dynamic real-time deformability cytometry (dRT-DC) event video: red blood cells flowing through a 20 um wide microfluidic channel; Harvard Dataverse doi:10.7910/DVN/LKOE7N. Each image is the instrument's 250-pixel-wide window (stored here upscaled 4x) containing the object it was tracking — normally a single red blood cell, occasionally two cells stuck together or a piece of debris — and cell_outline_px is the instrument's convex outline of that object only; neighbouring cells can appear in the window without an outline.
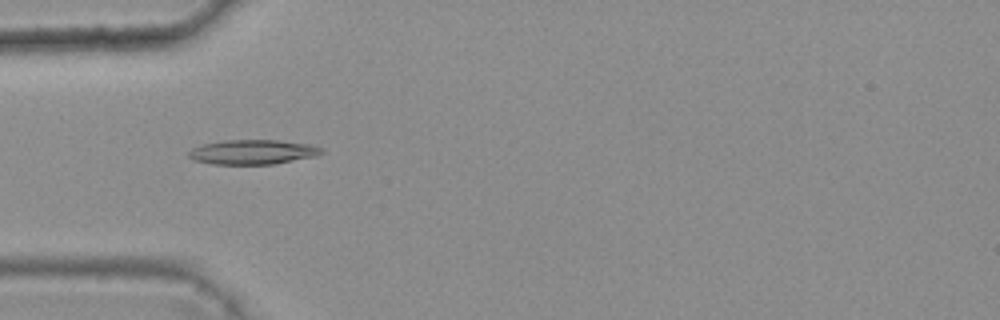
{"species": "common noctule bat (a hibernating species)", "species_latin": "Nyctalus noctula", "temperature_condition": "warm", "stored_images_in_passage": 5, "camera_frame_rate_fps": 3000, "um_per_image_px": 0.085, "animal": {"sex": "female", "body_mass_g": 25.1}, "frame": {"image": 1, "passage_image": 4, "time_ms": 1.0, "image_size_px": [1000, 320], "cell_outline_px": [[324, 152], [316, 156], [272, 164], [212, 164], [192, 160], [188, 156], [188, 152], [192, 148], [204, 144], [224, 140], [280, 140], [312, 144], [320, 148]], "centroid_in_image_um": [21.47, 12.92], "position_along_channel_um": 63.5, "area_um2": 19.07}}
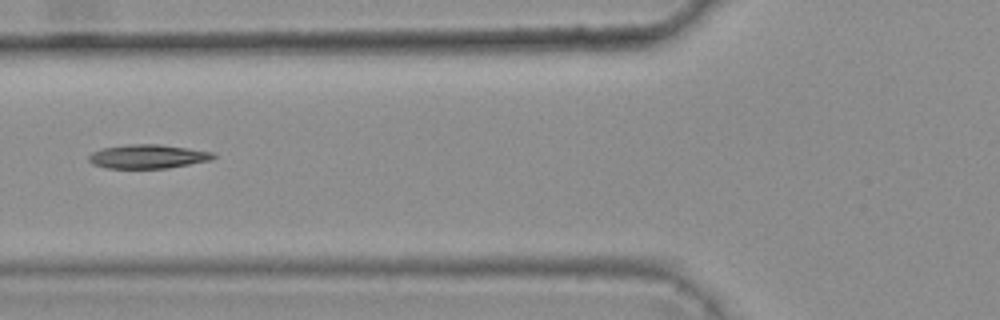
{"frame": {"image": 2, "passage_image": 5, "time_ms": 1.333, "image_size_px": [1000, 320], "cell_outline_px": [[216, 156], [212, 160], [168, 168], [108, 168], [92, 164], [88, 160], [88, 156], [92, 152], [104, 148], [128, 144], [160, 144], [188, 148], [212, 152]], "centroid_in_image_um": [12.57, 13.3], "position_along_channel_um": 113.2, "area_um2": 17.34}}